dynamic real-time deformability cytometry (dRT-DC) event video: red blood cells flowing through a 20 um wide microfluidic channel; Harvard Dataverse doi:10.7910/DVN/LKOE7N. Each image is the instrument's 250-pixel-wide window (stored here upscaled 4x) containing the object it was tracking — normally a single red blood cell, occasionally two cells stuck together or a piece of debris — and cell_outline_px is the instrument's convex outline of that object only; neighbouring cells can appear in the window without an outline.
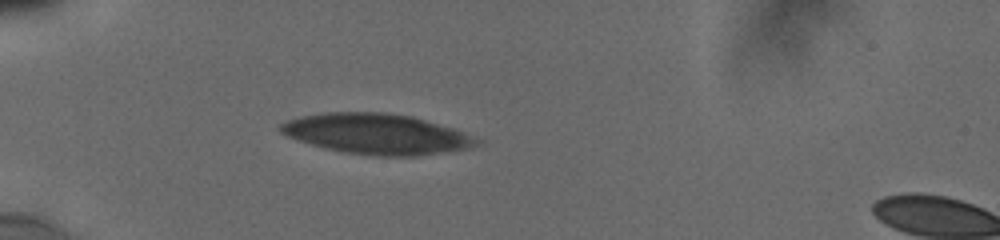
{"species": "human", "species_latin": "Homo sapiens", "temperature_condition": "cold", "stored_images_in_passage": 17, "camera_frame_rate_fps": 3000, "um_per_image_px": 0.085, "donor": {"sex": "male"}, "frame": {"image": 1, "passage_image": 5, "time_ms": 2.0, "image_size_px": [1000, 240], "cell_outline_px": [[480, 140], [476, 144], [468, 148], [416, 156], [376, 156], [340, 152], [324, 148], [288, 136], [280, 132], [280, 124], [288, 120], [300, 116], [324, 112], [384, 112], [412, 116], [452, 128]], "centroid_in_image_um": [31.96, 11.38], "position_along_channel_um": 53.0, "area_um2": 45.78}}
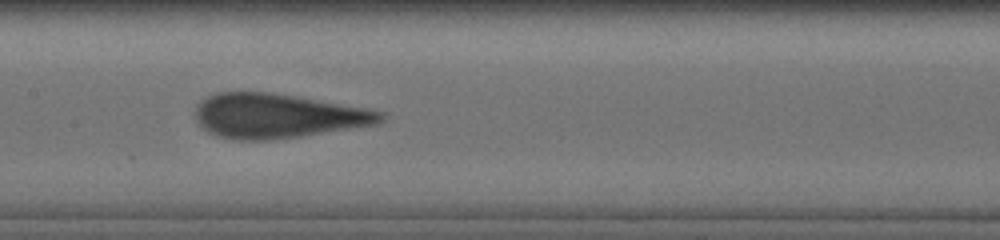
{"frame": {"image": 2, "passage_image": 13, "time_ms": 6.0, "image_size_px": [1000, 240], "cell_outline_px": [[384, 120], [376, 124], [300, 136], [272, 140], [236, 140], [216, 136], [200, 128], [196, 124], [196, 104], [200, 100], [208, 96], [220, 92], [264, 92], [292, 96], [364, 108], [384, 112]], "centroid_in_image_um": [23.5, 9.87], "position_along_channel_um": 183.9, "area_um2": 47.63}}
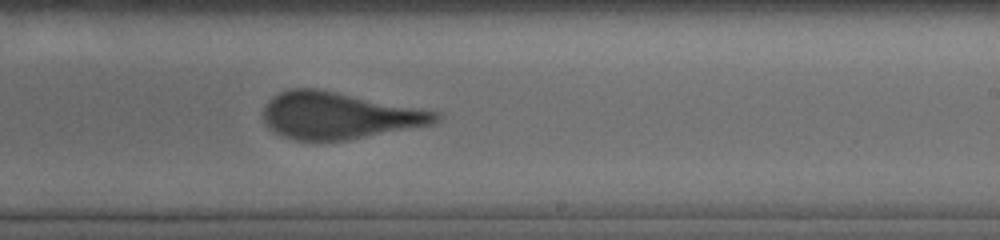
{"frame": {"image": 3, "passage_image": 17, "time_ms": 8.0, "image_size_px": [1000, 240], "cell_outline_px": [[440, 116], [432, 124], [348, 140], [296, 140], [284, 136], [276, 132], [264, 120], [264, 108], [268, 100], [272, 96], [280, 92], [292, 88], [316, 88], [436, 112]], "centroid_in_image_um": [28.75, 9.82], "position_along_channel_um": 260.3, "area_um2": 45.95}}